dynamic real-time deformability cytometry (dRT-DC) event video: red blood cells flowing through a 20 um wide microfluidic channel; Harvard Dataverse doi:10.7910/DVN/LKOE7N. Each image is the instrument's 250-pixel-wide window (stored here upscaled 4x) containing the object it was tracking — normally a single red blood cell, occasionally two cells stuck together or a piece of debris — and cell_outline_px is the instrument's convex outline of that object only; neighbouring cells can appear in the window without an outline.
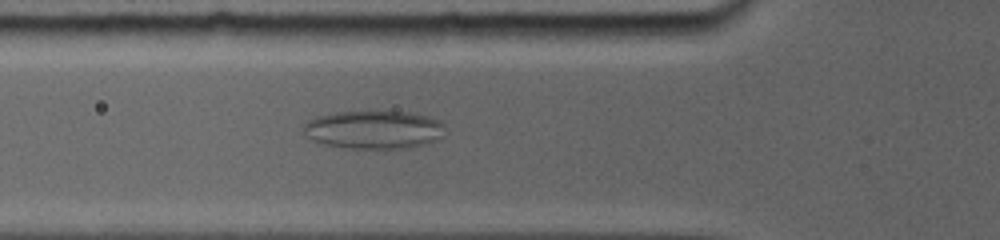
{"species": "common noctule bat (a hibernating species)", "species_latin": "Nyctalus noctula", "temperature_condition": "room temperature", "stored_images_in_passage": 20, "camera_frame_rate_fps": 5000, "um_per_image_px": 0.085, "animal": {"sex": "female", "body_mass_g": 19.0, "forearm_length_mm": 56.7}, "frame": {"image": 1, "passage_image": 3, "time_ms": 1.4, "image_size_px": [1000, 240], "cell_outline_px": [[440, 124], [432, 140], [404, 148], [352, 148], [328, 144], [316, 140], [304, 128], [308, 120], [316, 116], [340, 112], [408, 112], [424, 116], [436, 120]], "centroid_in_image_um": [31.66, 11.0], "position_along_channel_um": 94.1, "area_um2": 29.48}}
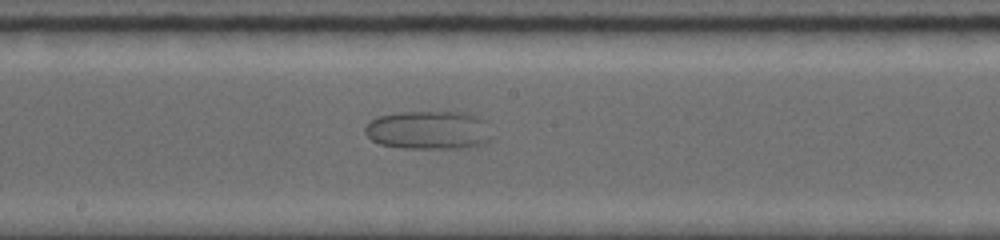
{"frame": {"image": 2, "passage_image": 8, "time_ms": 4.8, "image_size_px": [1000, 240], "cell_outline_px": [[488, 140], [476, 144], [452, 148], [404, 148], [380, 144], [372, 140], [364, 132], [364, 128], [372, 120], [380, 116], [400, 112], [452, 112], [472, 116], [480, 120]], "centroid_in_image_um": [36.23, 11.06], "position_along_channel_um": 212.0, "area_um2": 26.99}}
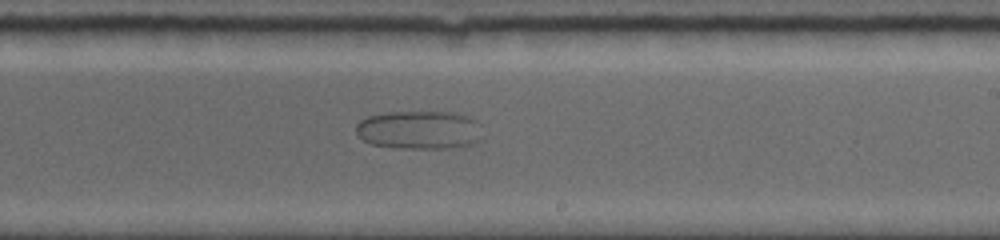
{"frame": {"image": 3, "passage_image": 10, "time_ms": 6.0, "image_size_px": [1000, 240], "cell_outline_px": [[476, 140], [472, 144], [440, 148], [392, 148], [372, 144], [364, 140], [356, 132], [356, 124], [360, 120], [368, 116], [388, 112], [456, 112], [468, 116], [476, 120]], "centroid_in_image_um": [35.53, 11.03], "position_along_channel_um": 253.5, "area_um2": 27.8}}